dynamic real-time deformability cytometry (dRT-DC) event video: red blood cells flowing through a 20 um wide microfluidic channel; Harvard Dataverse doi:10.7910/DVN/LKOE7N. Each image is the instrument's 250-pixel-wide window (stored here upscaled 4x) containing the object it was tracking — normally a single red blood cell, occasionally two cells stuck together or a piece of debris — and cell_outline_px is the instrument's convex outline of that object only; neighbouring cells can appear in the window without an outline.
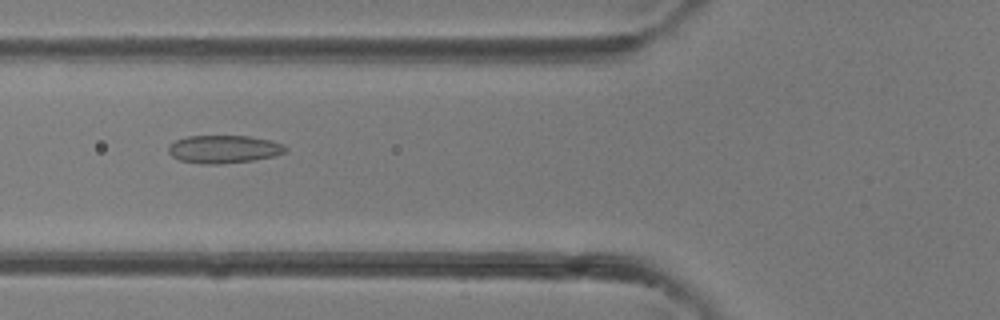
{"species": "common noctule bat (a hibernating species)", "species_latin": "Nyctalus noctula", "temperature_condition": "room temperature", "stored_images_in_passage": 31, "camera_frame_rate_fps": 3000, "um_per_image_px": 0.085, "animal": {"sex": "female"}, "frame": {"image": 1, "passage_image": 6, "time_ms": 1.667, "image_size_px": [1000, 320], "cell_outline_px": [[288, 152], [272, 156], [252, 160], [220, 164], [200, 164], [180, 160], [172, 156], [168, 152], [168, 148], [176, 140], [188, 136], [248, 136], [272, 140], [284, 144], [288, 148]], "centroid_in_image_um": [19.06, 12.68], "position_along_channel_um": 106.7, "area_um2": 19.07}}
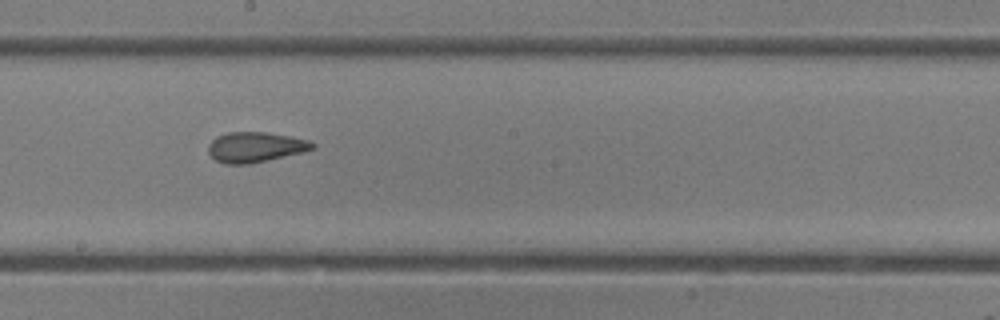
{"frame": {"image": 2, "passage_image": 13, "time_ms": 4.0, "image_size_px": [1000, 320], "cell_outline_px": [[316, 148], [304, 152], [252, 164], [224, 164], [216, 160], [208, 152], [208, 144], [216, 136], [228, 132], [264, 132], [288, 136], [308, 140], [316, 144]], "centroid_in_image_um": [21.71, 12.51], "position_along_channel_um": 226.5, "area_um2": 18.5}}
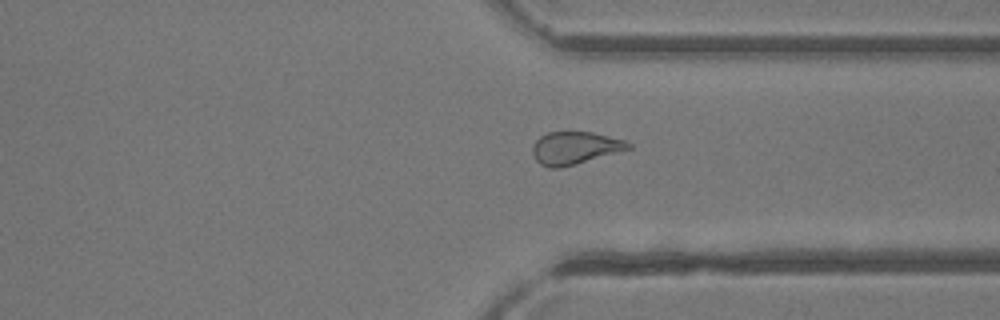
{"frame": {"image": 3, "passage_image": 21, "time_ms": 6.667, "image_size_px": [1000, 320], "cell_outline_px": [[632, 148], [576, 164], [560, 168], [548, 168], [540, 164], [536, 160], [532, 152], [532, 148], [536, 140], [540, 136], [548, 132], [592, 132], [624, 140], [632, 144]], "centroid_in_image_um": [48.85, 12.58], "position_along_channel_um": 362.5, "area_um2": 18.15}}